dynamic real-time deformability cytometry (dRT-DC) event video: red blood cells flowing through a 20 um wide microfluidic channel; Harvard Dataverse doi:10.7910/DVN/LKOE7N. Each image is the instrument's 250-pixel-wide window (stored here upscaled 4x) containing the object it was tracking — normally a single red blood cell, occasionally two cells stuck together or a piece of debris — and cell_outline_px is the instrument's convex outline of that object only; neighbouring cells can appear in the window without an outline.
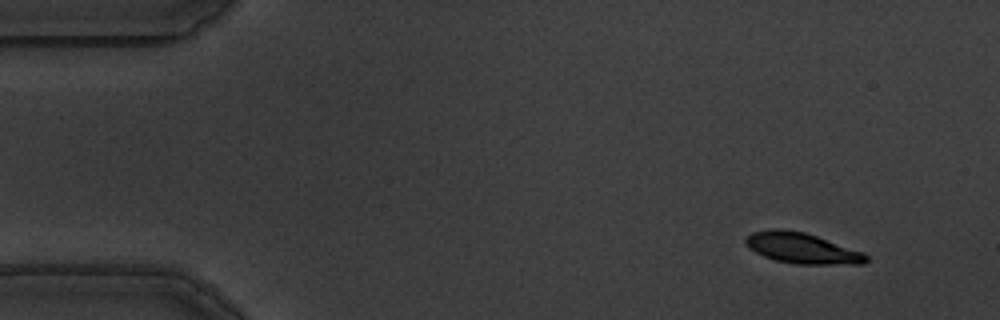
{"species": "common noctule bat (a hibernating species)", "species_latin": "Nyctalus noctula", "temperature_condition": "warm", "stored_images_in_passage": 53, "camera_frame_rate_fps": 3000, "um_per_image_px": 0.085, "animal": {"sex": "male", "body_mass_g": 19.5, "forearm_length_mm": 54.6}, "frame": {"image": 1, "passage_image": 1, "time_ms": 0.0, "image_size_px": [1000, 320], "cell_outline_px": [[868, 260], [864, 264], [796, 264], [776, 260], [764, 256], [748, 248], [744, 244], [744, 240], [752, 232], [768, 228], [780, 228], [804, 232], [864, 252], [868, 256]], "centroid_in_image_um": [68.15, 21.09], "position_along_channel_um": 16.9, "area_um2": 21.62}}
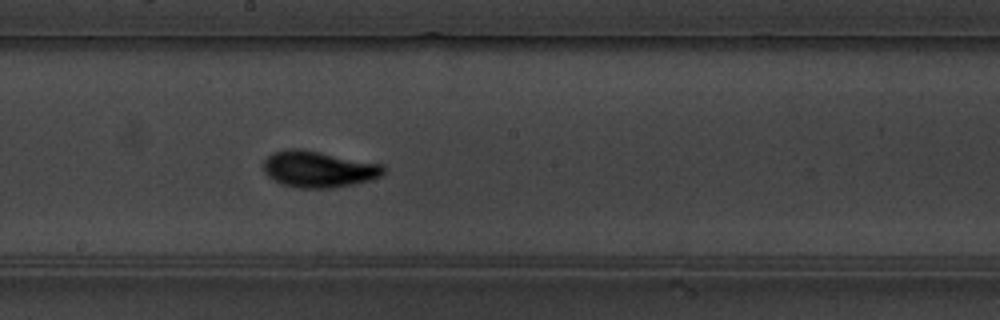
{"frame": {"image": 2, "passage_image": 27, "time_ms": 8.667, "image_size_px": [1000, 320], "cell_outline_px": [[388, 168], [380, 176], [368, 180], [352, 184], [332, 188], [296, 188], [280, 184], [268, 176], [264, 172], [264, 160], [272, 152], [288, 148], [300, 148], [384, 164]], "centroid_in_image_um": [27.07, 14.37], "position_along_channel_um": 221.1, "area_um2": 25.66}}
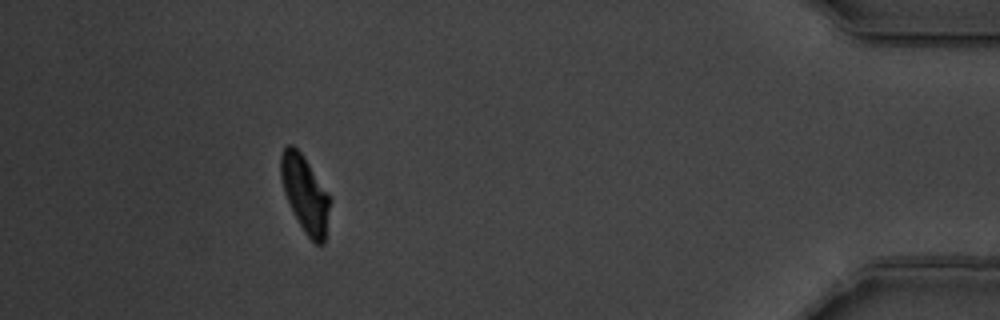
{"frame": {"image": 3, "passage_image": 48, "time_ms": 15.667, "image_size_px": [1000, 320], "cell_outline_px": [[332, 200], [324, 244], [316, 244], [304, 232], [284, 192], [280, 176], [280, 156], [284, 148], [288, 144], [292, 144], [300, 152]], "centroid_in_image_um": [25.94, 16.5], "position_along_channel_um": 409.3, "area_um2": 21.5}, "authors_computed_cell_mechanics": {"area_um2": 23.0044, "velocity_mm_per_s": 3.4885, "shape_relaxation_time_tau1_ms": 2.3588, "shape_relaxation_time_tau2_ms": 2.0056, "deformation_change_tau1": 0.1199, "deformation_change_tau2": 0.0574}}